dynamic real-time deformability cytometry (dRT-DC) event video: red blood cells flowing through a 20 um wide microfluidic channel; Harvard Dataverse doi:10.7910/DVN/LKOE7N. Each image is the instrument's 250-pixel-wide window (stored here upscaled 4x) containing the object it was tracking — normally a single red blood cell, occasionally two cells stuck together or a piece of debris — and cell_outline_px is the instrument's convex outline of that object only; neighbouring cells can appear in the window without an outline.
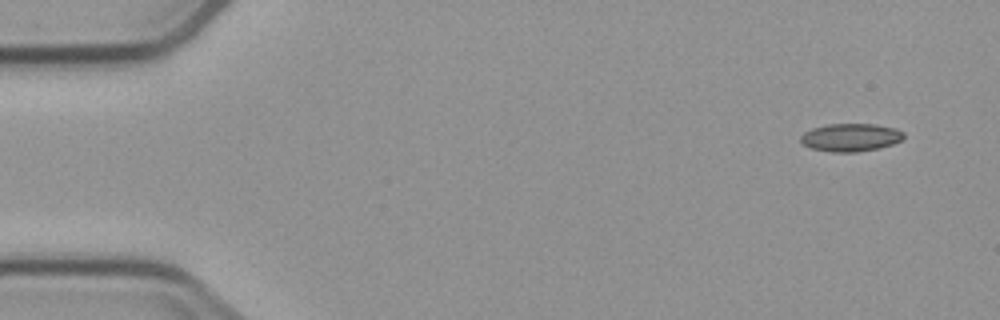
{"species": "common noctule bat (a hibernating species)", "species_latin": "Nyctalus noctula", "temperature_condition": "cold", "stored_images_in_passage": 4, "camera_frame_rate_fps": 3000, "um_per_image_px": 0.085, "animal": {"sex": "male", "body_mass_g": 23.1, "forearm_length_mm": 52.7}, "frame": {"image": 1, "passage_image": 1, "time_ms": 0.0, "image_size_px": [1000, 320], "cell_outline_px": [[904, 136], [900, 140], [892, 144], [880, 148], [856, 152], [832, 152], [812, 148], [804, 144], [800, 140], [800, 136], [804, 132], [812, 128], [828, 124], [876, 124], [896, 128], [904, 132]], "centroid_in_image_um": [72.31, 11.67], "position_along_channel_um": 12.7, "area_um2": 16.76}}
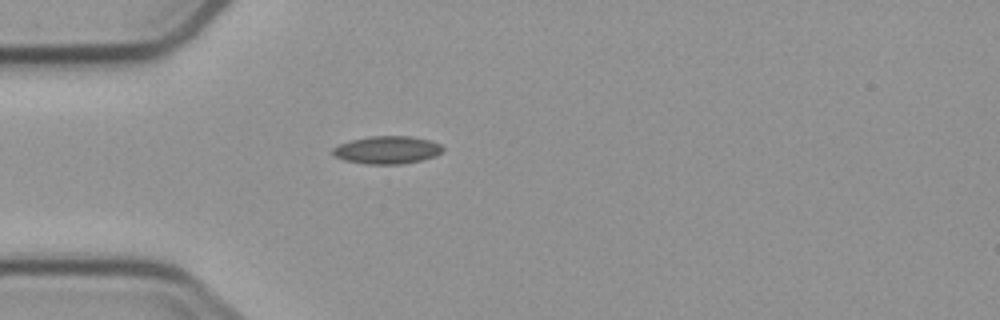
{"frame": {"image": 2, "passage_image": 4, "time_ms": 4.0, "image_size_px": [1000, 320], "cell_outline_px": [[444, 152], [436, 156], [424, 160], [400, 164], [368, 164], [344, 160], [336, 156], [332, 152], [332, 148], [340, 144], [352, 140], [368, 136], [412, 136], [428, 140], [440, 144], [444, 148]], "centroid_in_image_um": [32.95, 12.75], "position_along_channel_um": 52.0, "area_um2": 17.86}}